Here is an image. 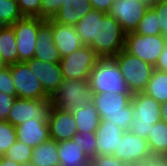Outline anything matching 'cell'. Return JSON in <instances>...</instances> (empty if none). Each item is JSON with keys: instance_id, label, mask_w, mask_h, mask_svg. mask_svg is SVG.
I'll list each match as a JSON object with an SVG mask.
<instances>
[{"instance_id": "obj_1", "label": "cell", "mask_w": 167, "mask_h": 166, "mask_svg": "<svg viewBox=\"0 0 167 166\" xmlns=\"http://www.w3.org/2000/svg\"><path fill=\"white\" fill-rule=\"evenodd\" d=\"M75 29L82 43L99 58H113L124 49L126 33L108 13L93 9L78 21Z\"/></svg>"}, {"instance_id": "obj_2", "label": "cell", "mask_w": 167, "mask_h": 166, "mask_svg": "<svg viewBox=\"0 0 167 166\" xmlns=\"http://www.w3.org/2000/svg\"><path fill=\"white\" fill-rule=\"evenodd\" d=\"M132 94L115 92L94 93L93 104L100 120L111 121L124 132L130 130L134 118Z\"/></svg>"}, {"instance_id": "obj_3", "label": "cell", "mask_w": 167, "mask_h": 166, "mask_svg": "<svg viewBox=\"0 0 167 166\" xmlns=\"http://www.w3.org/2000/svg\"><path fill=\"white\" fill-rule=\"evenodd\" d=\"M88 80L94 93L132 94L113 58H99L90 72Z\"/></svg>"}, {"instance_id": "obj_4", "label": "cell", "mask_w": 167, "mask_h": 166, "mask_svg": "<svg viewBox=\"0 0 167 166\" xmlns=\"http://www.w3.org/2000/svg\"><path fill=\"white\" fill-rule=\"evenodd\" d=\"M94 91L88 79L64 80L50 97L52 107L73 113L78 107L93 103Z\"/></svg>"}, {"instance_id": "obj_5", "label": "cell", "mask_w": 167, "mask_h": 166, "mask_svg": "<svg viewBox=\"0 0 167 166\" xmlns=\"http://www.w3.org/2000/svg\"><path fill=\"white\" fill-rule=\"evenodd\" d=\"M131 103L134 118L129 131L147 139L153 125L161 120V103L143 92L132 94Z\"/></svg>"}, {"instance_id": "obj_6", "label": "cell", "mask_w": 167, "mask_h": 166, "mask_svg": "<svg viewBox=\"0 0 167 166\" xmlns=\"http://www.w3.org/2000/svg\"><path fill=\"white\" fill-rule=\"evenodd\" d=\"M113 59L117 62L129 91L132 94L143 92L151 79L154 66L129 54L124 49Z\"/></svg>"}, {"instance_id": "obj_7", "label": "cell", "mask_w": 167, "mask_h": 166, "mask_svg": "<svg viewBox=\"0 0 167 166\" xmlns=\"http://www.w3.org/2000/svg\"><path fill=\"white\" fill-rule=\"evenodd\" d=\"M167 39L161 35H141L135 32L126 33L124 50L139 57L146 63L155 66Z\"/></svg>"}, {"instance_id": "obj_8", "label": "cell", "mask_w": 167, "mask_h": 166, "mask_svg": "<svg viewBox=\"0 0 167 166\" xmlns=\"http://www.w3.org/2000/svg\"><path fill=\"white\" fill-rule=\"evenodd\" d=\"M99 57L89 46H83L68 56L61 58L60 66L64 80L89 79L90 72Z\"/></svg>"}, {"instance_id": "obj_9", "label": "cell", "mask_w": 167, "mask_h": 166, "mask_svg": "<svg viewBox=\"0 0 167 166\" xmlns=\"http://www.w3.org/2000/svg\"><path fill=\"white\" fill-rule=\"evenodd\" d=\"M113 156L132 166H138L155 159L151 154L147 139L130 131L124 132L114 150Z\"/></svg>"}, {"instance_id": "obj_10", "label": "cell", "mask_w": 167, "mask_h": 166, "mask_svg": "<svg viewBox=\"0 0 167 166\" xmlns=\"http://www.w3.org/2000/svg\"><path fill=\"white\" fill-rule=\"evenodd\" d=\"M10 73L15 85L17 98L50 99L45 93L39 79L31 71L26 61H18L10 65Z\"/></svg>"}, {"instance_id": "obj_11", "label": "cell", "mask_w": 167, "mask_h": 166, "mask_svg": "<svg viewBox=\"0 0 167 166\" xmlns=\"http://www.w3.org/2000/svg\"><path fill=\"white\" fill-rule=\"evenodd\" d=\"M45 21L39 17L24 16L12 25L15 31L18 61L34 58L38 30Z\"/></svg>"}, {"instance_id": "obj_12", "label": "cell", "mask_w": 167, "mask_h": 166, "mask_svg": "<svg viewBox=\"0 0 167 166\" xmlns=\"http://www.w3.org/2000/svg\"><path fill=\"white\" fill-rule=\"evenodd\" d=\"M52 104L50 99H22L16 98L12 104L7 121L14 127L23 121H48Z\"/></svg>"}, {"instance_id": "obj_13", "label": "cell", "mask_w": 167, "mask_h": 166, "mask_svg": "<svg viewBox=\"0 0 167 166\" xmlns=\"http://www.w3.org/2000/svg\"><path fill=\"white\" fill-rule=\"evenodd\" d=\"M149 7L140 0H115L108 14L115 18L125 33L134 32Z\"/></svg>"}, {"instance_id": "obj_14", "label": "cell", "mask_w": 167, "mask_h": 166, "mask_svg": "<svg viewBox=\"0 0 167 166\" xmlns=\"http://www.w3.org/2000/svg\"><path fill=\"white\" fill-rule=\"evenodd\" d=\"M26 62L41 82L44 93L50 98L64 81L60 63L45 62L34 58Z\"/></svg>"}, {"instance_id": "obj_15", "label": "cell", "mask_w": 167, "mask_h": 166, "mask_svg": "<svg viewBox=\"0 0 167 166\" xmlns=\"http://www.w3.org/2000/svg\"><path fill=\"white\" fill-rule=\"evenodd\" d=\"M49 137L57 142L72 139L78 133L73 113L51 107L48 116Z\"/></svg>"}, {"instance_id": "obj_16", "label": "cell", "mask_w": 167, "mask_h": 166, "mask_svg": "<svg viewBox=\"0 0 167 166\" xmlns=\"http://www.w3.org/2000/svg\"><path fill=\"white\" fill-rule=\"evenodd\" d=\"M34 59L60 63L61 56L54 45L52 19H47L38 30Z\"/></svg>"}, {"instance_id": "obj_17", "label": "cell", "mask_w": 167, "mask_h": 166, "mask_svg": "<svg viewBox=\"0 0 167 166\" xmlns=\"http://www.w3.org/2000/svg\"><path fill=\"white\" fill-rule=\"evenodd\" d=\"M53 40L61 58L84 46L75 26L56 23L52 20Z\"/></svg>"}, {"instance_id": "obj_18", "label": "cell", "mask_w": 167, "mask_h": 166, "mask_svg": "<svg viewBox=\"0 0 167 166\" xmlns=\"http://www.w3.org/2000/svg\"><path fill=\"white\" fill-rule=\"evenodd\" d=\"M17 140L34 148L45 141L49 137L48 121L29 120L23 121L22 124L15 127Z\"/></svg>"}, {"instance_id": "obj_19", "label": "cell", "mask_w": 167, "mask_h": 166, "mask_svg": "<svg viewBox=\"0 0 167 166\" xmlns=\"http://www.w3.org/2000/svg\"><path fill=\"white\" fill-rule=\"evenodd\" d=\"M124 131L115 123L100 120L95 132L97 143V155H113L116 146L119 144Z\"/></svg>"}, {"instance_id": "obj_20", "label": "cell", "mask_w": 167, "mask_h": 166, "mask_svg": "<svg viewBox=\"0 0 167 166\" xmlns=\"http://www.w3.org/2000/svg\"><path fill=\"white\" fill-rule=\"evenodd\" d=\"M91 10L93 6L89 0H67L63 2L52 20L56 23L75 26Z\"/></svg>"}, {"instance_id": "obj_21", "label": "cell", "mask_w": 167, "mask_h": 166, "mask_svg": "<svg viewBox=\"0 0 167 166\" xmlns=\"http://www.w3.org/2000/svg\"><path fill=\"white\" fill-rule=\"evenodd\" d=\"M58 155L60 166H83L90 161L79 143L73 139L58 142Z\"/></svg>"}, {"instance_id": "obj_22", "label": "cell", "mask_w": 167, "mask_h": 166, "mask_svg": "<svg viewBox=\"0 0 167 166\" xmlns=\"http://www.w3.org/2000/svg\"><path fill=\"white\" fill-rule=\"evenodd\" d=\"M30 162L34 166H60L58 142L48 139L32 149Z\"/></svg>"}, {"instance_id": "obj_23", "label": "cell", "mask_w": 167, "mask_h": 166, "mask_svg": "<svg viewBox=\"0 0 167 166\" xmlns=\"http://www.w3.org/2000/svg\"><path fill=\"white\" fill-rule=\"evenodd\" d=\"M0 56L5 65L18 62L17 43L12 25L0 26Z\"/></svg>"}, {"instance_id": "obj_24", "label": "cell", "mask_w": 167, "mask_h": 166, "mask_svg": "<svg viewBox=\"0 0 167 166\" xmlns=\"http://www.w3.org/2000/svg\"><path fill=\"white\" fill-rule=\"evenodd\" d=\"M147 142L155 159H167V123L162 120L155 123Z\"/></svg>"}, {"instance_id": "obj_25", "label": "cell", "mask_w": 167, "mask_h": 166, "mask_svg": "<svg viewBox=\"0 0 167 166\" xmlns=\"http://www.w3.org/2000/svg\"><path fill=\"white\" fill-rule=\"evenodd\" d=\"M73 115L78 133L96 132L100 123V116L93 103L78 107Z\"/></svg>"}, {"instance_id": "obj_26", "label": "cell", "mask_w": 167, "mask_h": 166, "mask_svg": "<svg viewBox=\"0 0 167 166\" xmlns=\"http://www.w3.org/2000/svg\"><path fill=\"white\" fill-rule=\"evenodd\" d=\"M143 93L153 97L157 102L167 101V73L154 69Z\"/></svg>"}, {"instance_id": "obj_27", "label": "cell", "mask_w": 167, "mask_h": 166, "mask_svg": "<svg viewBox=\"0 0 167 166\" xmlns=\"http://www.w3.org/2000/svg\"><path fill=\"white\" fill-rule=\"evenodd\" d=\"M134 32L141 35L162 34L158 16L151 7L147 9Z\"/></svg>"}, {"instance_id": "obj_28", "label": "cell", "mask_w": 167, "mask_h": 166, "mask_svg": "<svg viewBox=\"0 0 167 166\" xmlns=\"http://www.w3.org/2000/svg\"><path fill=\"white\" fill-rule=\"evenodd\" d=\"M23 17L17 0H0V26L13 25Z\"/></svg>"}, {"instance_id": "obj_29", "label": "cell", "mask_w": 167, "mask_h": 166, "mask_svg": "<svg viewBox=\"0 0 167 166\" xmlns=\"http://www.w3.org/2000/svg\"><path fill=\"white\" fill-rule=\"evenodd\" d=\"M32 149V147L17 140L3 156L22 165L30 162Z\"/></svg>"}, {"instance_id": "obj_30", "label": "cell", "mask_w": 167, "mask_h": 166, "mask_svg": "<svg viewBox=\"0 0 167 166\" xmlns=\"http://www.w3.org/2000/svg\"><path fill=\"white\" fill-rule=\"evenodd\" d=\"M17 141L15 127L8 121H0V156Z\"/></svg>"}, {"instance_id": "obj_31", "label": "cell", "mask_w": 167, "mask_h": 166, "mask_svg": "<svg viewBox=\"0 0 167 166\" xmlns=\"http://www.w3.org/2000/svg\"><path fill=\"white\" fill-rule=\"evenodd\" d=\"M75 142L79 143L82 151L92 159L95 155H97V143L95 132H84V133H76L73 138Z\"/></svg>"}, {"instance_id": "obj_32", "label": "cell", "mask_w": 167, "mask_h": 166, "mask_svg": "<svg viewBox=\"0 0 167 166\" xmlns=\"http://www.w3.org/2000/svg\"><path fill=\"white\" fill-rule=\"evenodd\" d=\"M0 92L16 96L15 85L10 73V65L0 68Z\"/></svg>"}, {"instance_id": "obj_33", "label": "cell", "mask_w": 167, "mask_h": 166, "mask_svg": "<svg viewBox=\"0 0 167 166\" xmlns=\"http://www.w3.org/2000/svg\"><path fill=\"white\" fill-rule=\"evenodd\" d=\"M23 16L39 17L42 0H17Z\"/></svg>"}, {"instance_id": "obj_34", "label": "cell", "mask_w": 167, "mask_h": 166, "mask_svg": "<svg viewBox=\"0 0 167 166\" xmlns=\"http://www.w3.org/2000/svg\"><path fill=\"white\" fill-rule=\"evenodd\" d=\"M67 0H42L40 8V18L45 20L52 19L57 11L62 7L63 2Z\"/></svg>"}, {"instance_id": "obj_35", "label": "cell", "mask_w": 167, "mask_h": 166, "mask_svg": "<svg viewBox=\"0 0 167 166\" xmlns=\"http://www.w3.org/2000/svg\"><path fill=\"white\" fill-rule=\"evenodd\" d=\"M151 8L158 16L162 35L167 38V0H158Z\"/></svg>"}, {"instance_id": "obj_36", "label": "cell", "mask_w": 167, "mask_h": 166, "mask_svg": "<svg viewBox=\"0 0 167 166\" xmlns=\"http://www.w3.org/2000/svg\"><path fill=\"white\" fill-rule=\"evenodd\" d=\"M90 161L94 166H132L120 161L113 155H95Z\"/></svg>"}, {"instance_id": "obj_37", "label": "cell", "mask_w": 167, "mask_h": 166, "mask_svg": "<svg viewBox=\"0 0 167 166\" xmlns=\"http://www.w3.org/2000/svg\"><path fill=\"white\" fill-rule=\"evenodd\" d=\"M17 96L0 92V121H7L12 104Z\"/></svg>"}, {"instance_id": "obj_38", "label": "cell", "mask_w": 167, "mask_h": 166, "mask_svg": "<svg viewBox=\"0 0 167 166\" xmlns=\"http://www.w3.org/2000/svg\"><path fill=\"white\" fill-rule=\"evenodd\" d=\"M154 69L167 73V41L157 63L154 66Z\"/></svg>"}, {"instance_id": "obj_39", "label": "cell", "mask_w": 167, "mask_h": 166, "mask_svg": "<svg viewBox=\"0 0 167 166\" xmlns=\"http://www.w3.org/2000/svg\"><path fill=\"white\" fill-rule=\"evenodd\" d=\"M93 6V9L108 13L111 5L115 0H89Z\"/></svg>"}, {"instance_id": "obj_40", "label": "cell", "mask_w": 167, "mask_h": 166, "mask_svg": "<svg viewBox=\"0 0 167 166\" xmlns=\"http://www.w3.org/2000/svg\"><path fill=\"white\" fill-rule=\"evenodd\" d=\"M138 166H166V159H154L153 161L145 162Z\"/></svg>"}, {"instance_id": "obj_41", "label": "cell", "mask_w": 167, "mask_h": 166, "mask_svg": "<svg viewBox=\"0 0 167 166\" xmlns=\"http://www.w3.org/2000/svg\"><path fill=\"white\" fill-rule=\"evenodd\" d=\"M0 166H21V164L9 160L2 155L0 156Z\"/></svg>"}, {"instance_id": "obj_42", "label": "cell", "mask_w": 167, "mask_h": 166, "mask_svg": "<svg viewBox=\"0 0 167 166\" xmlns=\"http://www.w3.org/2000/svg\"><path fill=\"white\" fill-rule=\"evenodd\" d=\"M160 114L161 120L167 123V101L161 103Z\"/></svg>"}, {"instance_id": "obj_43", "label": "cell", "mask_w": 167, "mask_h": 166, "mask_svg": "<svg viewBox=\"0 0 167 166\" xmlns=\"http://www.w3.org/2000/svg\"><path fill=\"white\" fill-rule=\"evenodd\" d=\"M143 2L146 6L152 7L158 0H140Z\"/></svg>"}, {"instance_id": "obj_44", "label": "cell", "mask_w": 167, "mask_h": 166, "mask_svg": "<svg viewBox=\"0 0 167 166\" xmlns=\"http://www.w3.org/2000/svg\"><path fill=\"white\" fill-rule=\"evenodd\" d=\"M21 166H34V165L31 162H28V163L22 164Z\"/></svg>"}, {"instance_id": "obj_45", "label": "cell", "mask_w": 167, "mask_h": 166, "mask_svg": "<svg viewBox=\"0 0 167 166\" xmlns=\"http://www.w3.org/2000/svg\"><path fill=\"white\" fill-rule=\"evenodd\" d=\"M3 66H5V64H4V62L2 61L1 56H0V68H2Z\"/></svg>"}, {"instance_id": "obj_46", "label": "cell", "mask_w": 167, "mask_h": 166, "mask_svg": "<svg viewBox=\"0 0 167 166\" xmlns=\"http://www.w3.org/2000/svg\"><path fill=\"white\" fill-rule=\"evenodd\" d=\"M83 166H94L91 161H89L86 165Z\"/></svg>"}]
</instances>
